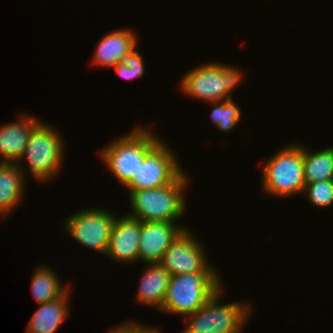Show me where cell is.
Listing matches in <instances>:
<instances>
[{"label": "cell", "mask_w": 333, "mask_h": 333, "mask_svg": "<svg viewBox=\"0 0 333 333\" xmlns=\"http://www.w3.org/2000/svg\"><path fill=\"white\" fill-rule=\"evenodd\" d=\"M194 236L184 229L164 253L159 263L171 275L217 272L206 262L203 246Z\"/></svg>", "instance_id": "10"}, {"label": "cell", "mask_w": 333, "mask_h": 333, "mask_svg": "<svg viewBox=\"0 0 333 333\" xmlns=\"http://www.w3.org/2000/svg\"><path fill=\"white\" fill-rule=\"evenodd\" d=\"M158 329L159 328L155 327H144L142 324H139V322L128 321L127 323H122L121 325L110 329L111 331H109V333H162Z\"/></svg>", "instance_id": "23"}, {"label": "cell", "mask_w": 333, "mask_h": 333, "mask_svg": "<svg viewBox=\"0 0 333 333\" xmlns=\"http://www.w3.org/2000/svg\"><path fill=\"white\" fill-rule=\"evenodd\" d=\"M136 293L137 303L161 309L171 274L160 263H147Z\"/></svg>", "instance_id": "16"}, {"label": "cell", "mask_w": 333, "mask_h": 333, "mask_svg": "<svg viewBox=\"0 0 333 333\" xmlns=\"http://www.w3.org/2000/svg\"><path fill=\"white\" fill-rule=\"evenodd\" d=\"M189 181L183 172L173 183L152 189L132 191L130 196L131 212L127 216L140 222H175L186 207L185 186Z\"/></svg>", "instance_id": "1"}, {"label": "cell", "mask_w": 333, "mask_h": 333, "mask_svg": "<svg viewBox=\"0 0 333 333\" xmlns=\"http://www.w3.org/2000/svg\"><path fill=\"white\" fill-rule=\"evenodd\" d=\"M70 289V285H61L56 273L48 266H38L32 277L31 291L38 304L59 299Z\"/></svg>", "instance_id": "18"}, {"label": "cell", "mask_w": 333, "mask_h": 333, "mask_svg": "<svg viewBox=\"0 0 333 333\" xmlns=\"http://www.w3.org/2000/svg\"><path fill=\"white\" fill-rule=\"evenodd\" d=\"M70 292L72 291L69 290L59 299L38 304L39 308L31 317L26 327V333H54L69 316Z\"/></svg>", "instance_id": "17"}, {"label": "cell", "mask_w": 333, "mask_h": 333, "mask_svg": "<svg viewBox=\"0 0 333 333\" xmlns=\"http://www.w3.org/2000/svg\"><path fill=\"white\" fill-rule=\"evenodd\" d=\"M115 219L108 210L87 208L67 217L64 227L77 243L106 254Z\"/></svg>", "instance_id": "9"}, {"label": "cell", "mask_w": 333, "mask_h": 333, "mask_svg": "<svg viewBox=\"0 0 333 333\" xmlns=\"http://www.w3.org/2000/svg\"><path fill=\"white\" fill-rule=\"evenodd\" d=\"M303 164L305 184L333 179V146L318 152L303 146Z\"/></svg>", "instance_id": "19"}, {"label": "cell", "mask_w": 333, "mask_h": 333, "mask_svg": "<svg viewBox=\"0 0 333 333\" xmlns=\"http://www.w3.org/2000/svg\"><path fill=\"white\" fill-rule=\"evenodd\" d=\"M222 289L221 287L216 291L199 310L186 316L185 320H188V324L181 333H240L242 331L249 314L253 311L248 304L240 302L220 304Z\"/></svg>", "instance_id": "6"}, {"label": "cell", "mask_w": 333, "mask_h": 333, "mask_svg": "<svg viewBox=\"0 0 333 333\" xmlns=\"http://www.w3.org/2000/svg\"><path fill=\"white\" fill-rule=\"evenodd\" d=\"M170 147L159 139L146 153L137 173L125 185L129 192L160 188L173 183L183 172Z\"/></svg>", "instance_id": "8"}, {"label": "cell", "mask_w": 333, "mask_h": 333, "mask_svg": "<svg viewBox=\"0 0 333 333\" xmlns=\"http://www.w3.org/2000/svg\"><path fill=\"white\" fill-rule=\"evenodd\" d=\"M137 35L129 29H117L105 34L95 48L92 64L113 67L121 57L138 45Z\"/></svg>", "instance_id": "14"}, {"label": "cell", "mask_w": 333, "mask_h": 333, "mask_svg": "<svg viewBox=\"0 0 333 333\" xmlns=\"http://www.w3.org/2000/svg\"><path fill=\"white\" fill-rule=\"evenodd\" d=\"M186 227L174 222H140L139 260L159 263L172 242Z\"/></svg>", "instance_id": "11"}, {"label": "cell", "mask_w": 333, "mask_h": 333, "mask_svg": "<svg viewBox=\"0 0 333 333\" xmlns=\"http://www.w3.org/2000/svg\"><path fill=\"white\" fill-rule=\"evenodd\" d=\"M58 131L52 126L40 121L31 131L24 153L17 162L22 164L24 158L33 177L41 182L55 177L60 172L64 144Z\"/></svg>", "instance_id": "7"}, {"label": "cell", "mask_w": 333, "mask_h": 333, "mask_svg": "<svg viewBox=\"0 0 333 333\" xmlns=\"http://www.w3.org/2000/svg\"><path fill=\"white\" fill-rule=\"evenodd\" d=\"M303 193H306L310 203L318 209L330 207L333 205V179L308 183Z\"/></svg>", "instance_id": "22"}, {"label": "cell", "mask_w": 333, "mask_h": 333, "mask_svg": "<svg viewBox=\"0 0 333 333\" xmlns=\"http://www.w3.org/2000/svg\"><path fill=\"white\" fill-rule=\"evenodd\" d=\"M219 275L218 272L171 275L159 311L184 318L193 314L222 287Z\"/></svg>", "instance_id": "2"}, {"label": "cell", "mask_w": 333, "mask_h": 333, "mask_svg": "<svg viewBox=\"0 0 333 333\" xmlns=\"http://www.w3.org/2000/svg\"><path fill=\"white\" fill-rule=\"evenodd\" d=\"M25 115V116H24ZM39 119L26 114L20 115L17 122L0 127V162L17 163L21 159L32 129Z\"/></svg>", "instance_id": "13"}, {"label": "cell", "mask_w": 333, "mask_h": 333, "mask_svg": "<svg viewBox=\"0 0 333 333\" xmlns=\"http://www.w3.org/2000/svg\"><path fill=\"white\" fill-rule=\"evenodd\" d=\"M151 132L138 126L126 136L115 138V141L101 149L102 162L123 186L137 173L147 151L159 140V137Z\"/></svg>", "instance_id": "3"}, {"label": "cell", "mask_w": 333, "mask_h": 333, "mask_svg": "<svg viewBox=\"0 0 333 333\" xmlns=\"http://www.w3.org/2000/svg\"><path fill=\"white\" fill-rule=\"evenodd\" d=\"M135 48H137L136 45L121 57L118 64L113 66L116 74L125 80L138 79L144 75L143 57Z\"/></svg>", "instance_id": "21"}, {"label": "cell", "mask_w": 333, "mask_h": 333, "mask_svg": "<svg viewBox=\"0 0 333 333\" xmlns=\"http://www.w3.org/2000/svg\"><path fill=\"white\" fill-rule=\"evenodd\" d=\"M265 162L262 190L271 196L285 197L304 192L303 146L290 144Z\"/></svg>", "instance_id": "4"}, {"label": "cell", "mask_w": 333, "mask_h": 333, "mask_svg": "<svg viewBox=\"0 0 333 333\" xmlns=\"http://www.w3.org/2000/svg\"><path fill=\"white\" fill-rule=\"evenodd\" d=\"M242 76L236 66L209 62L185 74L180 87L189 97L206 103L219 102L232 99V91L238 87Z\"/></svg>", "instance_id": "5"}, {"label": "cell", "mask_w": 333, "mask_h": 333, "mask_svg": "<svg viewBox=\"0 0 333 333\" xmlns=\"http://www.w3.org/2000/svg\"><path fill=\"white\" fill-rule=\"evenodd\" d=\"M139 237V220L127 215L116 217L105 255L117 262L134 263L139 260Z\"/></svg>", "instance_id": "12"}, {"label": "cell", "mask_w": 333, "mask_h": 333, "mask_svg": "<svg viewBox=\"0 0 333 333\" xmlns=\"http://www.w3.org/2000/svg\"><path fill=\"white\" fill-rule=\"evenodd\" d=\"M20 166L17 163L0 162V215L3 219L22 202L26 176L23 166Z\"/></svg>", "instance_id": "15"}, {"label": "cell", "mask_w": 333, "mask_h": 333, "mask_svg": "<svg viewBox=\"0 0 333 333\" xmlns=\"http://www.w3.org/2000/svg\"><path fill=\"white\" fill-rule=\"evenodd\" d=\"M215 108L211 111V118L214 125L221 131L227 132L233 130L236 124L240 121L241 110L232 99L210 102Z\"/></svg>", "instance_id": "20"}]
</instances>
